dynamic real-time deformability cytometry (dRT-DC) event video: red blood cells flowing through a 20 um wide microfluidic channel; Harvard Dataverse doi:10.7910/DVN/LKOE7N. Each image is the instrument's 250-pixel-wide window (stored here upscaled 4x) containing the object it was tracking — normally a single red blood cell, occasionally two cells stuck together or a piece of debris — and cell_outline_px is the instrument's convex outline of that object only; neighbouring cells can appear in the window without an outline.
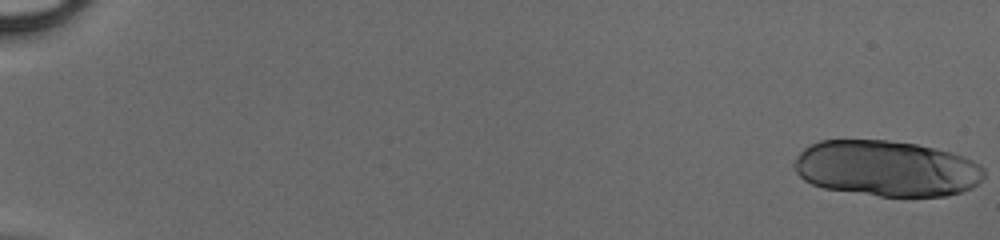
{"species": "human", "species_latin": "Homo sapiens", "temperature_condition": "cold", "stored_images_in_passage": 19, "camera_frame_rate_fps": 3000, "um_per_image_px": 0.085, "donor": {"sex": "male"}, "frame": {"image": 1, "passage_image": 1, "time_ms": 0.0, "image_size_px": [1000, 240], "cell_outline_px": [[984, 176], [972, 188], [960, 192], [944, 196], [880, 196], [824, 188], [812, 184], [804, 180], [792, 168], [792, 164], [796, 156], [804, 148], [820, 140], [888, 140], [916, 144], [964, 156], [980, 164], [984, 168]], "centroid_in_image_um": [75.32, 14.31], "position_along_channel_um": 9.7, "area_um2": 61.85}}